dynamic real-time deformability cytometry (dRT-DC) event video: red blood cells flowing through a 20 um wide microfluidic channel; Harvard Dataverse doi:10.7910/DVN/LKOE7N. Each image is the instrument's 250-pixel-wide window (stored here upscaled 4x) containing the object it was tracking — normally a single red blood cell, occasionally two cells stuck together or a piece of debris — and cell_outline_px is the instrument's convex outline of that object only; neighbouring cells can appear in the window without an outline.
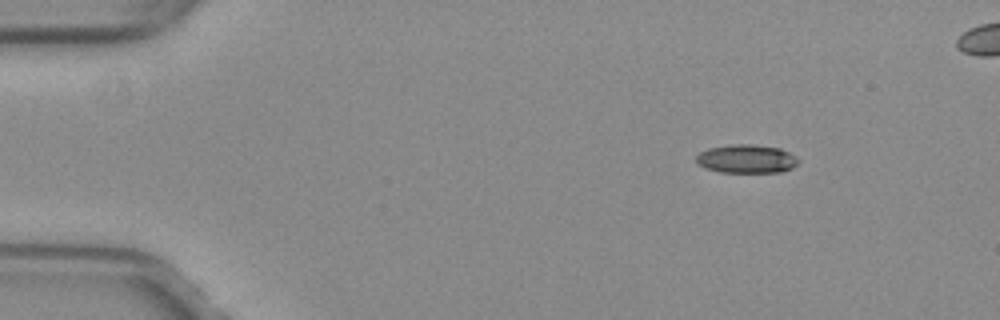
{"species": "common noctule bat (a hibernating species)", "species_latin": "Nyctalus noctula", "temperature_condition": "warm", "stored_images_in_passage": 44, "camera_frame_rate_fps": 3000, "um_per_image_px": 0.085, "animal": {"sex": "female", "body_mass_g": 29.2, "forearm_length_mm": 56.3}, "frame": {"image": 1, "passage_image": 1, "time_ms": 0.0, "image_size_px": [1000, 320], "cell_outline_px": [[800, 160], [792, 168], [784, 172], [720, 172], [704, 168], [696, 160], [696, 156], [700, 152], [708, 148], [732, 144], [752, 144], [780, 148], [796, 156]], "centroid_in_image_um": [63.47, 13.5], "position_along_channel_um": 21.5, "area_um2": 17.05}}
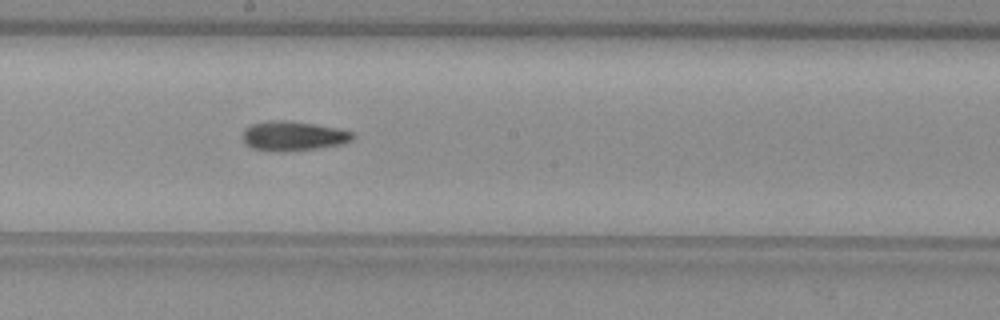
{"frame": {"image": 2, "passage_image": 23, "time_ms": 7.333, "image_size_px": [1000, 320], "cell_outline_px": [[356, 136], [352, 140], [340, 144], [316, 148], [280, 152], [252, 148], [244, 144], [240, 136], [244, 128], [252, 124], [272, 120], [288, 120], [336, 128], [352, 132]], "centroid_in_image_um": [24.85, 11.56], "position_along_channel_um": 223.4, "area_um2": 18.96}}
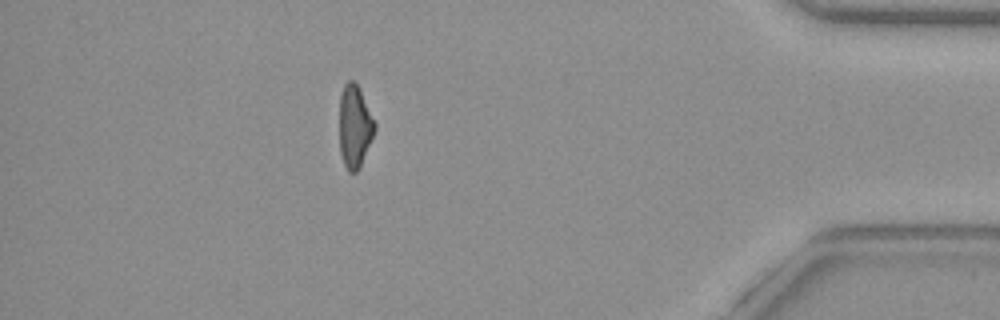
{"frame": {"image": 3, "passage_image": 40, "time_ms": 13.0, "image_size_px": [1000, 320], "cell_outline_px": [[376, 128], [360, 168], [356, 172], [348, 172], [344, 164], [340, 152], [340, 96], [344, 84], [348, 80], [356, 80], [360, 88], [376, 124]], "centroid_in_image_um": [30.15, 10.72], "position_along_channel_um": 405.0, "area_um2": 17.11}}